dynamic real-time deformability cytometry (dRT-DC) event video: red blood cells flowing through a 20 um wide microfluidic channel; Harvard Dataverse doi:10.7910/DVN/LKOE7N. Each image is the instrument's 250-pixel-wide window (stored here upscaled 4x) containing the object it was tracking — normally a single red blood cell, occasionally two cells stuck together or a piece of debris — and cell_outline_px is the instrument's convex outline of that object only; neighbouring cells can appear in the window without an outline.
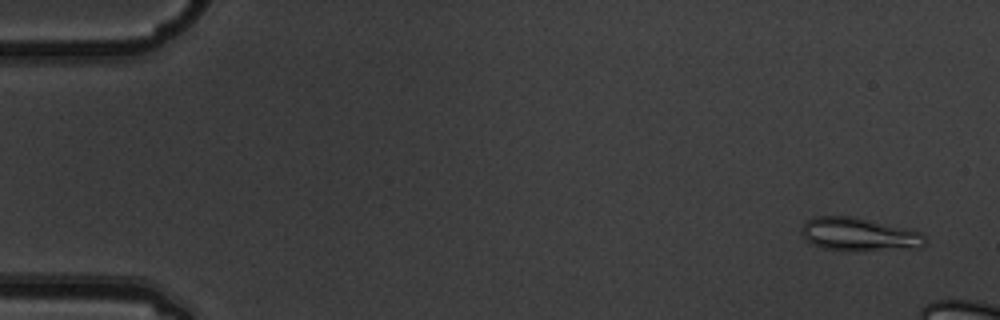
{"species": "common noctule bat (a hibernating species)", "species_latin": "Nyctalus noctula", "temperature_condition": "warm", "stored_images_in_passage": 5, "camera_frame_rate_fps": 3000, "um_per_image_px": 0.085, "animal": {"sex": "male", "body_mass_g": 19.5, "forearm_length_mm": 54.6}, "frame": {"image": 1, "passage_image": 1, "time_ms": 0.0, "image_size_px": [1000, 320], "cell_outline_px": [[924, 244], [920, 248], [824, 248], [812, 244], [800, 232], [800, 228], [808, 220], [816, 216], [852, 216], [904, 228], [920, 232], [924, 236]], "centroid_in_image_um": [72.96, 19.87], "position_along_channel_um": 12.0, "area_um2": 22.6}}